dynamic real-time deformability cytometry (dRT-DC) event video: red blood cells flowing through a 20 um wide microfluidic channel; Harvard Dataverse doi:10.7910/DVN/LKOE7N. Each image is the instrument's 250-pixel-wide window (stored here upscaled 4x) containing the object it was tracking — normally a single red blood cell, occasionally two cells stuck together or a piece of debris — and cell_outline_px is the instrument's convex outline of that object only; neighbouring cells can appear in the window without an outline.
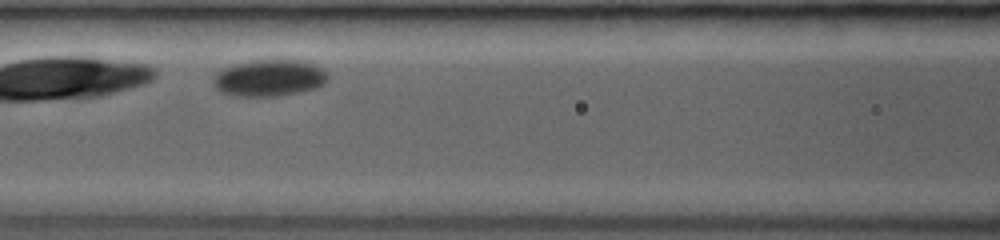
{"species": "common noctule bat (a hibernating species)", "species_latin": "Nyctalus noctula", "temperature_condition": "room temperature", "stored_images_in_passage": 12, "camera_frame_rate_fps": 3000, "um_per_image_px": 0.085, "animal": {"sex": "female", "body_mass_g": 19.0, "forearm_length_mm": 53.3}, "frame": {"image": 1, "passage_image": 7, "time_ms": 2.333, "image_size_px": [1000, 240], "cell_outline_px": [[328, 80], [324, 84], [316, 88], [300, 92], [280, 96], [232, 96], [220, 92], [212, 84], [212, 80], [216, 72], [220, 68], [232, 64], [252, 60], [300, 60], [316, 64], [324, 68], [328, 72]], "centroid_in_image_um": [22.88, 6.62], "position_along_channel_um": 143.7, "area_um2": 25.14}}
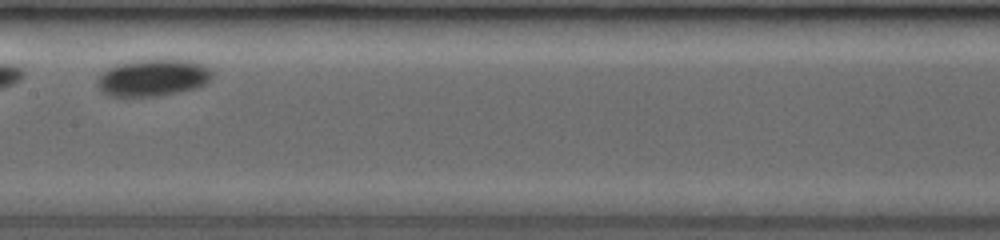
{"frame": {"image": 2, "passage_image": 10, "time_ms": 3.667, "image_size_px": [1000, 240], "cell_outline_px": [[212, 76], [204, 84], [196, 88], [180, 92], [160, 96], [108, 96], [100, 92], [96, 84], [96, 80], [108, 68], [132, 60], [192, 60], [212, 68]], "centroid_in_image_um": [13.0, 6.61], "position_along_channel_um": 194.4, "area_um2": 24.85}}